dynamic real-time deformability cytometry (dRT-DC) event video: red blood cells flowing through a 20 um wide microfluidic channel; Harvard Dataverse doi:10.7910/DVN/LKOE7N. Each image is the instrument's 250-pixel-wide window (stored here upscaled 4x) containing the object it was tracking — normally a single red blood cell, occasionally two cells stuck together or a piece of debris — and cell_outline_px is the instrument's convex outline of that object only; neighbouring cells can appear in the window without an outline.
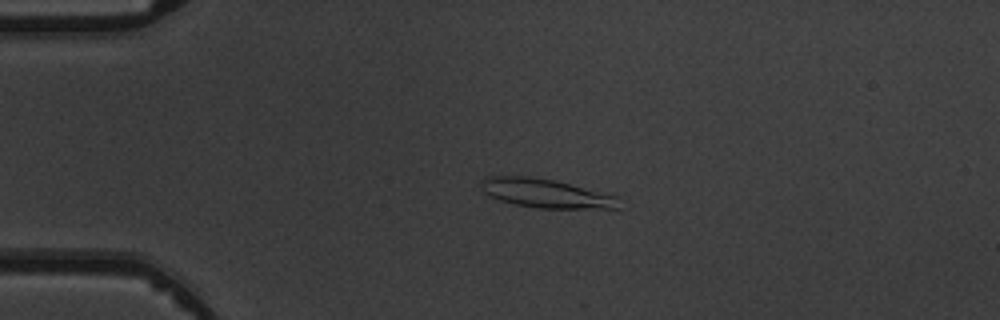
{"species": "common noctule bat (a hibernating species)", "species_latin": "Nyctalus noctula", "temperature_condition": "warm", "stored_images_in_passage": 4, "camera_frame_rate_fps": 3000, "um_per_image_px": 0.085, "animal": {"sex": "male", "body_mass_g": 19.5, "forearm_length_mm": 54.6}, "frame": {"image": 1, "passage_image": 3, "time_ms": 2.0, "image_size_px": [1000, 320], "cell_outline_px": [[620, 208], [536, 208], [516, 204], [500, 200], [488, 196], [480, 188], [480, 180], [484, 176], [532, 176], [556, 180], [616, 196]], "centroid_in_image_um": [46.31, 16.41], "position_along_channel_um": 38.7, "area_um2": 23.24}}